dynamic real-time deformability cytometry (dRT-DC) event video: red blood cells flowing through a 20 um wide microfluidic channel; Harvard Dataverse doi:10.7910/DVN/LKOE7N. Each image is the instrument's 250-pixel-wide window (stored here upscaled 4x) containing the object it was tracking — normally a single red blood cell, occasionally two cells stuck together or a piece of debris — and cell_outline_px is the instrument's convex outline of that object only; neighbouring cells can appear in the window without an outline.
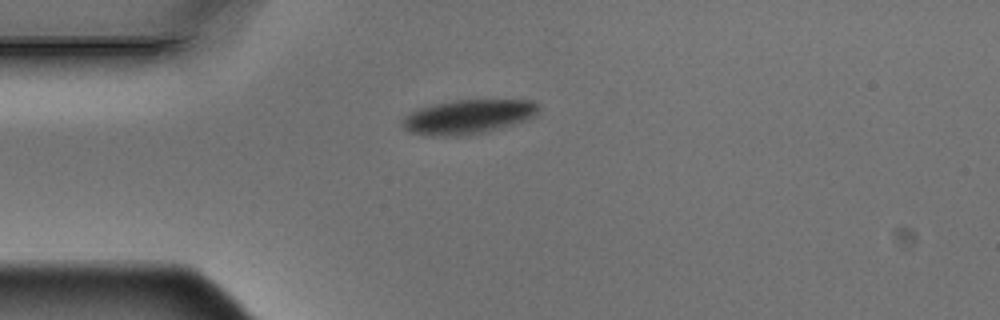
{"species": "Egyptian fruit bat (a non-hibernating species)", "species_latin": "Rousettus aegyptiacus", "temperature_condition": "warm", "stored_images_in_passage": 4, "camera_frame_rate_fps": 3000, "um_per_image_px": 0.085, "animal": {"sex": "male"}, "frame": {"image": 1, "passage_image": 1, "time_ms": 0.0, "image_size_px": [1000, 320], "cell_outline_px": [[540, 108], [536, 116], [528, 120], [484, 132], [460, 136], [440, 136], [412, 132], [404, 128], [404, 116], [408, 112], [432, 104], [456, 100], [532, 100], [540, 104]], "centroid_in_image_um": [39.86, 9.91], "position_along_channel_um": 45.1, "area_um2": 27.11}}
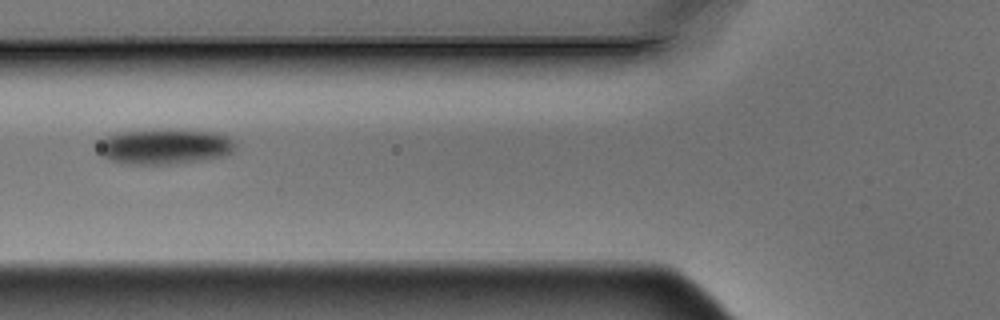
{"frame": {"image": 2, "passage_image": 3, "time_ms": 0.667, "image_size_px": [1000, 320], "cell_outline_px": [[236, 148], [232, 152], [224, 156], [168, 164], [124, 164], [112, 160], [96, 152], [100, 140], [116, 132], [220, 132], [228, 136], [236, 144]], "centroid_in_image_um": [13.98, 12.49], "position_along_channel_um": 111.8, "area_um2": 27.22}}
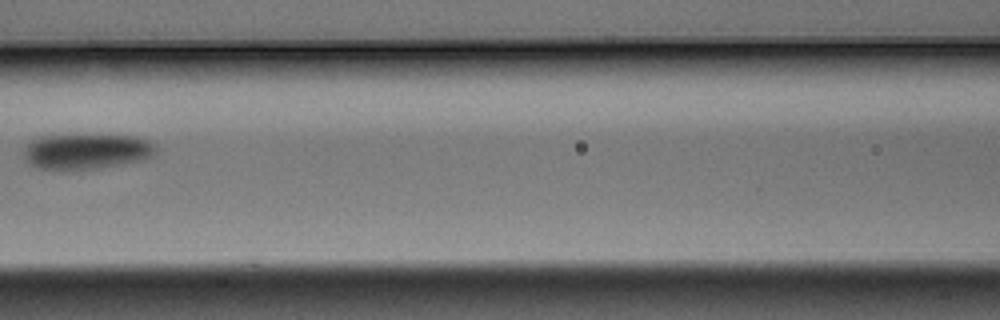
{"frame": {"image": 3, "passage_image": 4, "time_ms": 1.0, "image_size_px": [1000, 320], "cell_outline_px": [[156, 152], [152, 156], [140, 160], [96, 168], [72, 172], [64, 172], [40, 168], [32, 164], [24, 156], [24, 152], [28, 144], [32, 140], [40, 136], [132, 136], [148, 140], [156, 148]], "centroid_in_image_um": [7.31, 12.9], "position_along_channel_um": 159.3, "area_um2": 26.99}}